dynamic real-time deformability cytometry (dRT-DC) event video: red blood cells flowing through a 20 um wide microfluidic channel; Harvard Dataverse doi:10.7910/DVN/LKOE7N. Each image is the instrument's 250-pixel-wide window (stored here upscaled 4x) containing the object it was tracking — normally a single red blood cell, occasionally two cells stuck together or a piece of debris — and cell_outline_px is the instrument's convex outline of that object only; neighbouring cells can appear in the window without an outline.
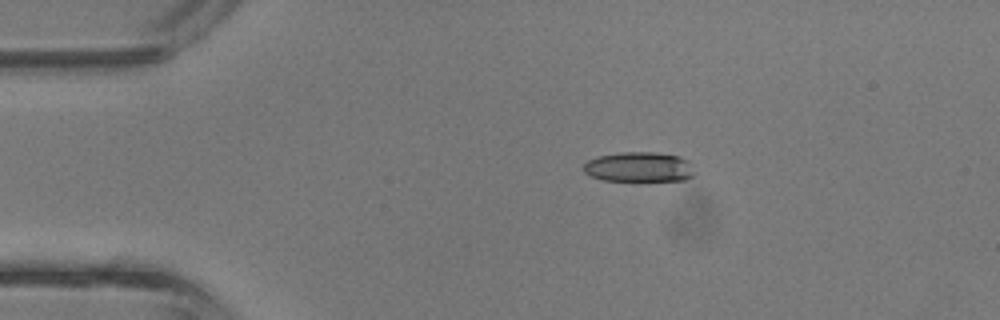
{"species": "common noctule bat (a hibernating species)", "species_latin": "Nyctalus noctula", "temperature_condition": "room temperature", "stored_images_in_passage": 3, "camera_frame_rate_fps": 3000, "um_per_image_px": 0.085, "animal": {"sex": "male", "body_mass_g": 13.3}, "frame": {"image": 1, "passage_image": 2, "time_ms": 0.333, "image_size_px": [1000, 320], "cell_outline_px": [[696, 172], [692, 176], [684, 180], [604, 180], [592, 176], [584, 172], [580, 168], [588, 160], [596, 156], [620, 152], [656, 152], [680, 156], [688, 160], [692, 164]], "centroid_in_image_um": [54.33, 14.18], "position_along_channel_um": 30.7, "area_um2": 19.54}}